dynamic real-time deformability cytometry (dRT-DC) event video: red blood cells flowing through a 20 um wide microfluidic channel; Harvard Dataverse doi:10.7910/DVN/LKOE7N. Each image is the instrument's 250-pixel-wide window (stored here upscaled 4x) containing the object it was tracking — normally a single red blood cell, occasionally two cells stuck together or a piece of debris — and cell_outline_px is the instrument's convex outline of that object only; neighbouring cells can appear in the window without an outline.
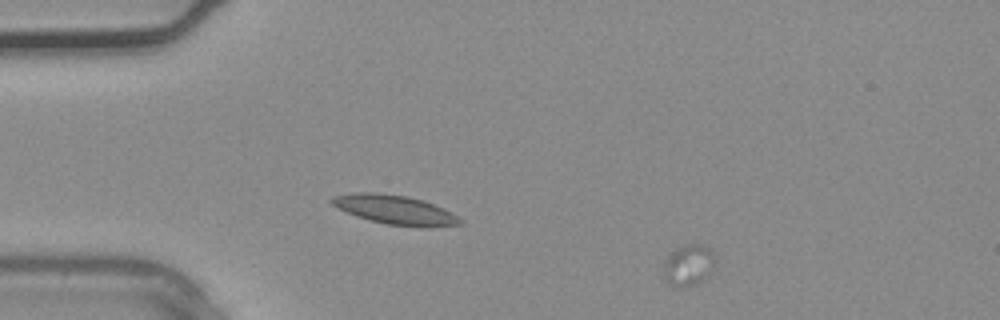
{"species": "common noctule bat (a hibernating species)", "species_latin": "Nyctalus noctula", "temperature_condition": "warm", "stored_images_in_passage": 8, "camera_frame_rate_fps": 3000, "um_per_image_px": 0.085, "animal": {"sex": "male", "body_mass_g": 20.4}, "frame": {"image": 1, "passage_image": 1, "time_ms": 0.0, "image_size_px": [1000, 320], "cell_outline_px": [[716, 260], [712, 268], [704, 280], [696, 284], [680, 288], [672, 288], [664, 272], [664, 260], [672, 252], [684, 244], [700, 244], [708, 248], [712, 252]], "centroid_in_image_um": [58.53, 22.55], "position_along_channel_um": 26.5, "area_um2": 12.31}}
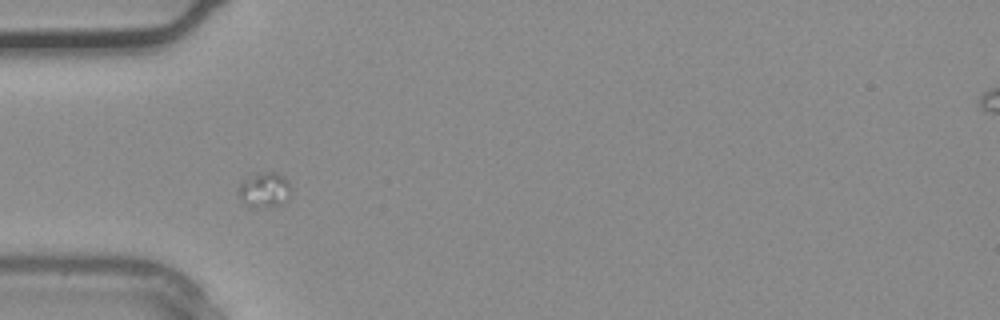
{"frame": {"image": 2, "passage_image": 7, "time_ms": 2.0, "image_size_px": [1000, 320], "cell_outline_px": [[288, 192], [280, 204], [272, 208], [256, 208], [244, 204], [240, 196], [240, 184], [244, 180], [256, 172], [276, 172], [284, 176], [288, 184]], "centroid_in_image_um": [22.43, 16.14], "position_along_channel_um": 62.6, "area_um2": 10.4}}